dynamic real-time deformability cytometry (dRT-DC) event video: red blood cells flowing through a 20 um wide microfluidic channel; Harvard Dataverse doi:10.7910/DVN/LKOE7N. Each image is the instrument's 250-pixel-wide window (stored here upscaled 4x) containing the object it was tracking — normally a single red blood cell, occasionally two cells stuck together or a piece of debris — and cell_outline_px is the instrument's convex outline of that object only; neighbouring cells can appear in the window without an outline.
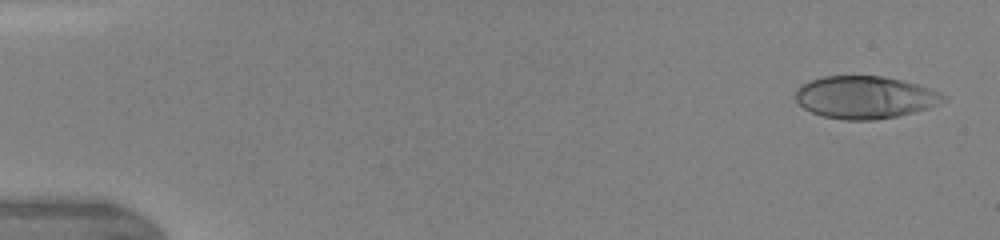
{"species": "human", "species_latin": "Homo sapiens", "temperature_condition": "warm", "stored_images_in_passage": 18, "camera_frame_rate_fps": 3000, "um_per_image_px": 0.085, "donor": {"sex": "female"}, "frame": {"image": 1, "passage_image": 3, "time_ms": 0.333, "image_size_px": [1000, 240], "cell_outline_px": [[948, 100], [940, 104], [928, 108], [896, 116], [872, 120], [844, 120], [824, 116], [812, 112], [804, 108], [796, 100], [796, 88], [800, 84], [808, 80], [824, 76], [884, 76], [916, 84], [940, 92], [948, 96]], "centroid_in_image_um": [73.52, 8.26], "position_along_channel_um": 11.5, "area_um2": 36.65}}
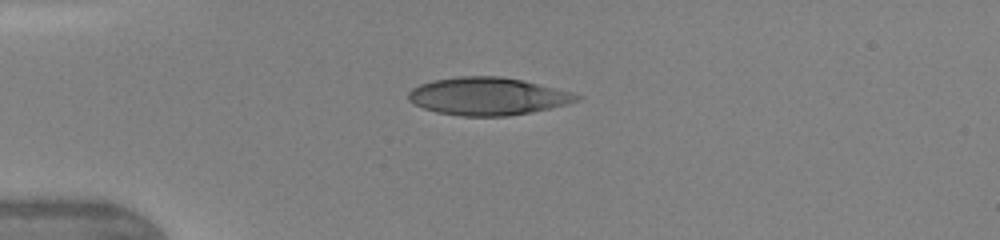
{"frame": {"image": 2, "passage_image": 13, "time_ms": 3.667, "image_size_px": [1000, 240], "cell_outline_px": [[584, 96], [580, 100], [568, 104], [532, 112], [508, 116], [460, 116], [436, 112], [424, 108], [408, 100], [408, 92], [412, 88], [420, 84], [432, 80], [456, 76], [500, 76], [524, 80], [572, 92]], "centroid_in_image_um": [41.48, 8.18], "position_along_channel_um": 43.5, "area_um2": 37.22}}